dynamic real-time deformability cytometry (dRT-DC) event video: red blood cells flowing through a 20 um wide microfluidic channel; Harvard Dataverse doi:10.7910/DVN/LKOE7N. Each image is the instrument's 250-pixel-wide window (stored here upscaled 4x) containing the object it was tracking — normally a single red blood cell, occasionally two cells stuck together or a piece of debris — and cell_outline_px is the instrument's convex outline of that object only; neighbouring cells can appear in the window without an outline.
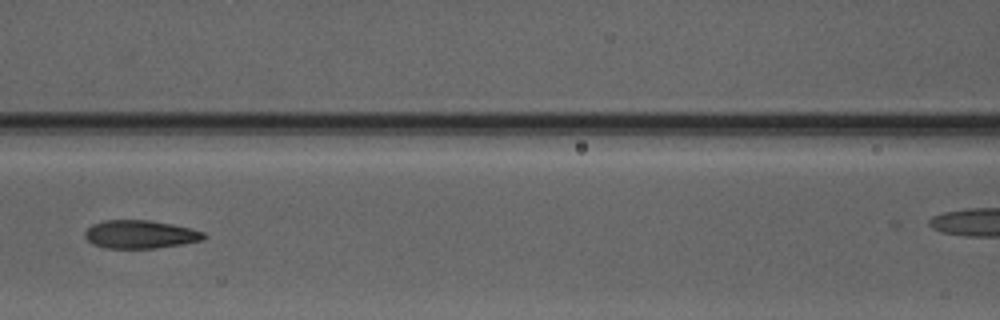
{"species": "Egyptian fruit bat (a non-hibernating species)", "species_latin": "Rousettus aegyptiacus", "temperature_condition": "warm", "stored_images_in_passage": 7, "segment_of_instrument_passage": [1, 2], "camera_frame_rate_fps": 3000, "um_per_image_px": 0.085, "animal": {"sex": "male"}, "frame": {"image": 1, "passage_image": 6, "time_ms": 6.667, "image_size_px": [1000, 320], "cell_outline_px": [[208, 236], [204, 240], [156, 248], [104, 248], [92, 244], [84, 236], [84, 232], [92, 224], [104, 220], [148, 220], [172, 224], [204, 232]], "centroid_in_image_um": [11.9, 19.92], "position_along_channel_um": 154.7, "area_um2": 19.54}}